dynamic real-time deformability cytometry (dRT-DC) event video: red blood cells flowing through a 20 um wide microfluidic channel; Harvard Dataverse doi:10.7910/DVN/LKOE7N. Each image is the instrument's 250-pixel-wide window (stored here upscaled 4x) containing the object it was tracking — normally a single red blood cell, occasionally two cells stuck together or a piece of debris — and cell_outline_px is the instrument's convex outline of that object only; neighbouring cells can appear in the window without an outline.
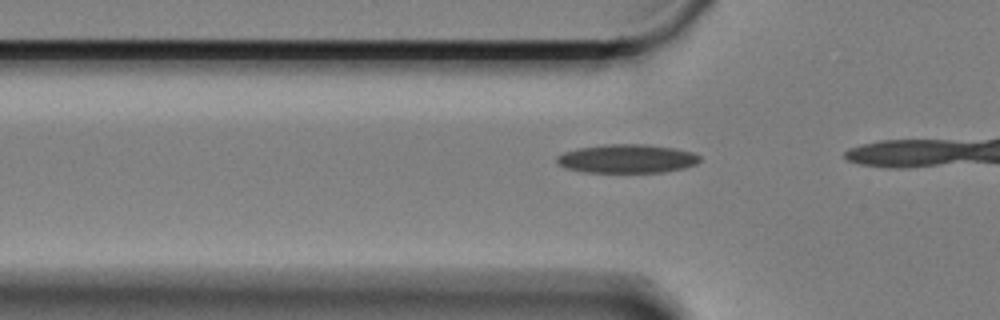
{"species": "Egyptian fruit bat (a non-hibernating species)", "species_latin": "Rousettus aegyptiacus", "temperature_condition": "cold", "stored_images_in_passage": 16, "camera_frame_rate_fps": 3000, "um_per_image_px": 0.085, "animal": {"sex": "female"}, "frame": {"image": 1, "passage_image": 14, "time_ms": 4.333, "image_size_px": [1000, 320], "cell_outline_px": [[700, 160], [696, 164], [684, 168], [664, 172], [584, 172], [568, 168], [560, 164], [556, 160], [556, 156], [564, 152], [576, 148], [608, 144], [644, 144], [676, 148], [692, 152], [700, 156]], "centroid_in_image_um": [53.31, 13.48], "position_along_channel_um": 72.5, "area_um2": 23.87}}